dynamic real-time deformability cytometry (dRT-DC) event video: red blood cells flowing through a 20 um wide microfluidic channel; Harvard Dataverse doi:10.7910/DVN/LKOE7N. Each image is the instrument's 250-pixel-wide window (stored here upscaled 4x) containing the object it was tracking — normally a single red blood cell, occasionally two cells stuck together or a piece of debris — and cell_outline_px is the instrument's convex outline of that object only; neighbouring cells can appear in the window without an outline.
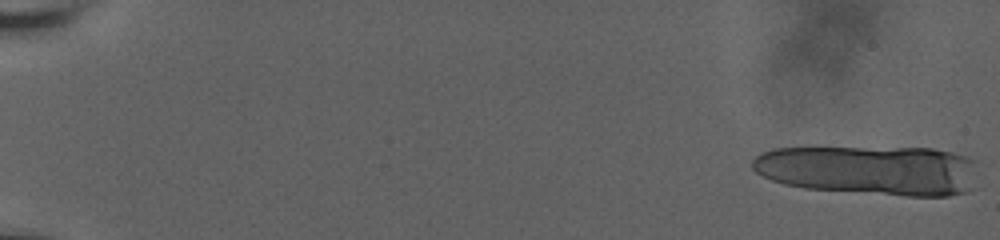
{"species": "human", "species_latin": "Homo sapiens", "temperature_condition": "room temperature", "stored_images_in_passage": 18, "camera_frame_rate_fps": 3000, "um_per_image_px": 0.085, "donor": {"sex": "male"}, "frame": {"image": 1, "passage_image": 1, "time_ms": 0.0, "image_size_px": [1000, 240], "cell_outline_px": [[976, 160], [972, 188], [968, 192], [948, 196], [908, 196], [804, 188], [784, 184], [772, 180], [756, 172], [752, 168], [752, 160], [760, 152], [772, 148], [932, 148], [952, 152], [968, 156]], "centroid_in_image_um": [73.95, 14.46], "position_along_channel_um": 11.0, "area_um2": 65.66}}